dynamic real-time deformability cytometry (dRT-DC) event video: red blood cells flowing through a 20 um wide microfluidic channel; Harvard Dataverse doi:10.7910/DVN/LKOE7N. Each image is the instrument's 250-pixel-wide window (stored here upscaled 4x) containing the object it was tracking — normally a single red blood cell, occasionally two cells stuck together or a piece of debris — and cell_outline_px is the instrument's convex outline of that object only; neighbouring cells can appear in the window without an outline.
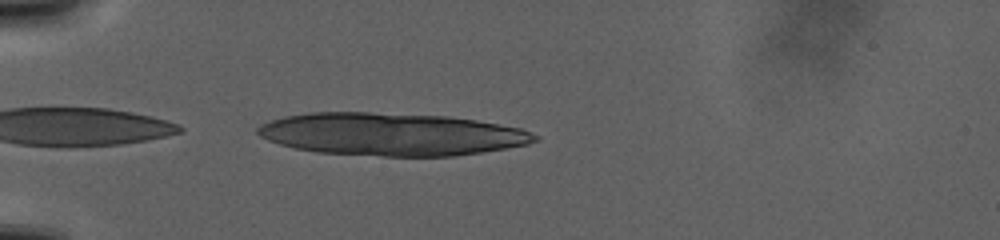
{"species": "human", "species_latin": "Homo sapiens", "temperature_condition": "warm", "stored_images_in_passage": 11, "camera_frame_rate_fps": 3000, "um_per_image_px": 0.085, "donor": {"sex": "male"}, "frame": {"image": 1, "passage_image": 2, "time_ms": 0.333, "image_size_px": [1000, 240], "cell_outline_px": [[540, 140], [528, 144], [456, 156], [384, 156], [316, 152], [296, 148], [280, 144], [268, 140], [260, 136], [256, 132], [256, 128], [260, 124], [284, 116], [308, 112], [368, 112], [448, 116], [476, 120], [520, 128], [540, 136]], "centroid_in_image_um": [33.26, 11.4], "position_along_channel_um": 51.7, "area_um2": 68.84}}